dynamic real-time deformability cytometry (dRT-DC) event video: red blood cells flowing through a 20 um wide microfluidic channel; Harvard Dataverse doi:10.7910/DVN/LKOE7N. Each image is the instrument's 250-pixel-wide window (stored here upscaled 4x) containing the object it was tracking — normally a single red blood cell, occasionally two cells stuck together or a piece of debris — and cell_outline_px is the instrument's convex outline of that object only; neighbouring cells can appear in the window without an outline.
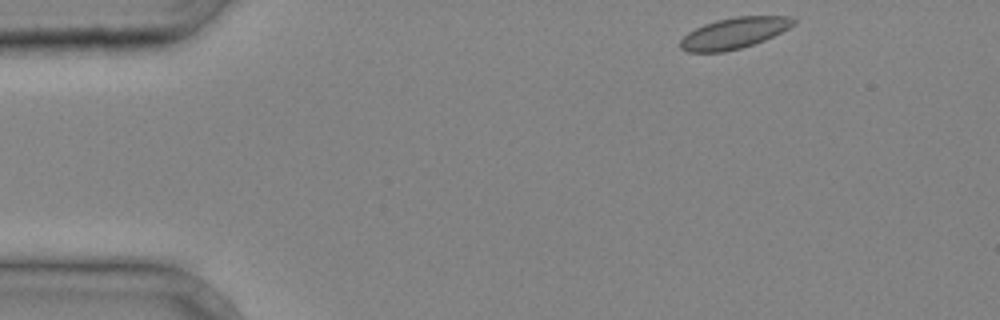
{"species": "common noctule bat (a hibernating species)", "species_latin": "Nyctalus noctula", "temperature_condition": "cold", "stored_images_in_passage": 3, "camera_frame_rate_fps": 3000, "um_per_image_px": 0.085, "animal": {"sex": "male", "body_mass_g": 20.4}, "frame": {"image": 1, "passage_image": 1, "time_ms": 0.0, "image_size_px": [1000, 320], "cell_outline_px": [[796, 20], [788, 28], [764, 40], [740, 48], [724, 52], [688, 52], [680, 48], [680, 40], [688, 32], [704, 24], [716, 20], [736, 16], [792, 16]], "centroid_in_image_um": [62.36, 2.81], "position_along_channel_um": 22.6, "area_um2": 20.29}}
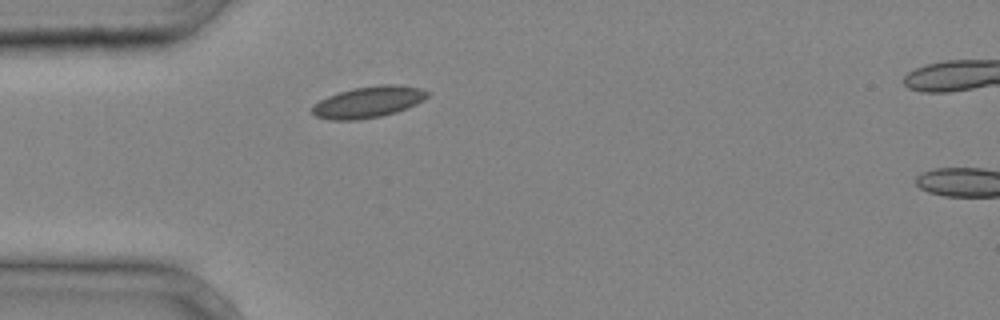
{"frame": {"image": 2, "passage_image": 2, "time_ms": 0.333, "image_size_px": [1000, 320], "cell_outline_px": [[428, 96], [424, 100], [408, 108], [396, 112], [380, 116], [360, 120], [332, 120], [316, 116], [312, 112], [312, 108], [320, 100], [328, 96], [352, 88], [384, 84], [396, 84], [420, 88], [428, 92]], "centroid_in_image_um": [31.33, 8.67], "position_along_channel_um": 53.7, "area_um2": 20.92}}